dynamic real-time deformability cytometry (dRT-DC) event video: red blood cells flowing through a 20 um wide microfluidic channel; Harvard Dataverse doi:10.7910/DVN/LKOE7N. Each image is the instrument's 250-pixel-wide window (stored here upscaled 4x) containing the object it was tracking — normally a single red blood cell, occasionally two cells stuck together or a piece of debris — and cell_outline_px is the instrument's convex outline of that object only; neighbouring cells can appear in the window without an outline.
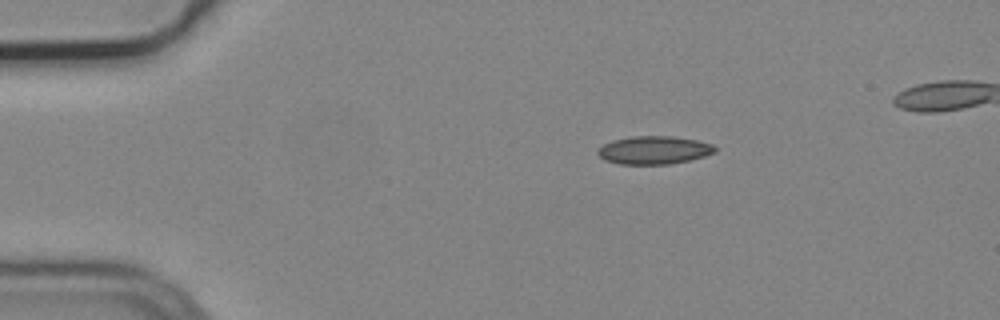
{"species": "common noctule bat (a hibernating species)", "species_latin": "Nyctalus noctula", "temperature_condition": "cold", "stored_images_in_passage": 5, "camera_frame_rate_fps": 3000, "um_per_image_px": 0.085, "animal": {"sex": "male", "body_mass_g": 19.2, "forearm_length_mm": 51.8}, "frame": {"image": 1, "passage_image": 1, "time_ms": 0.0, "image_size_px": [1000, 320], "cell_outline_px": [[716, 152], [704, 156], [688, 160], [668, 164], [620, 164], [604, 160], [596, 152], [596, 148], [612, 140], [632, 136], [672, 136], [696, 140], [712, 144], [716, 148]], "centroid_in_image_um": [55.55, 12.75], "position_along_channel_um": 29.5, "area_um2": 19.19}}
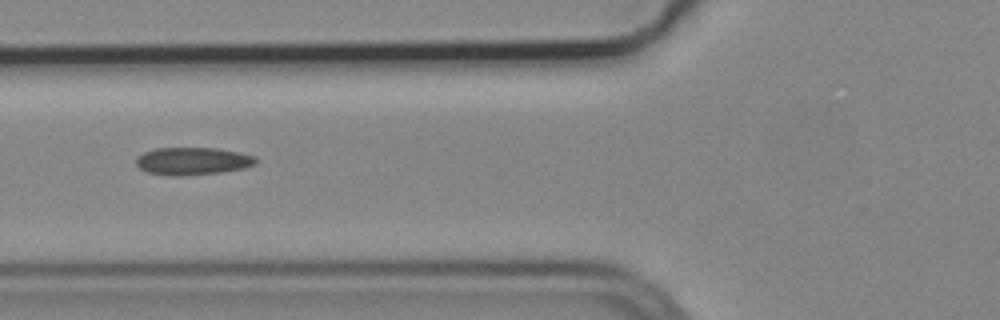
{"frame": {"image": 2, "passage_image": 4, "time_ms": 1.0, "image_size_px": [1000, 320], "cell_outline_px": [[256, 164], [244, 168], [220, 172], [180, 176], [172, 176], [148, 172], [140, 168], [136, 164], [136, 156], [144, 152], [156, 148], [216, 148], [240, 152], [256, 156]], "centroid_in_image_um": [16.37, 13.69], "position_along_channel_um": 109.4, "area_um2": 19.25}}
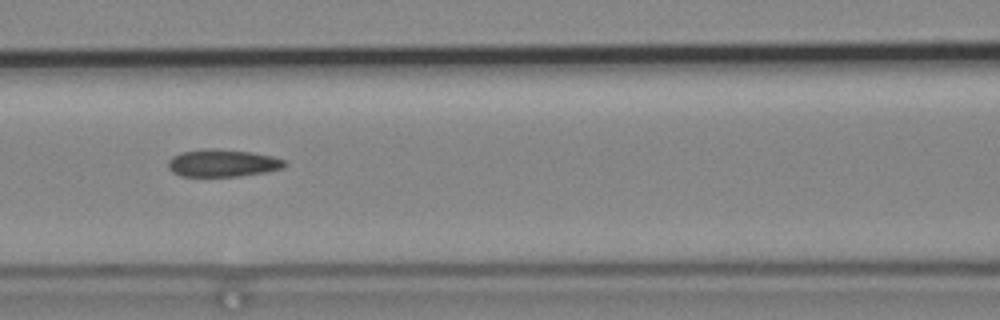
{"frame": {"image": 3, "passage_image": 5, "time_ms": 1.333, "image_size_px": [1000, 320], "cell_outline_px": [[288, 164], [280, 168], [264, 172], [236, 176], [180, 176], [172, 172], [168, 168], [168, 160], [172, 156], [180, 152], [208, 148], [216, 148], [252, 152], [272, 156], [284, 160]], "centroid_in_image_um": [18.87, 13.85], "position_along_channel_um": 147.7, "area_um2": 18.61}}